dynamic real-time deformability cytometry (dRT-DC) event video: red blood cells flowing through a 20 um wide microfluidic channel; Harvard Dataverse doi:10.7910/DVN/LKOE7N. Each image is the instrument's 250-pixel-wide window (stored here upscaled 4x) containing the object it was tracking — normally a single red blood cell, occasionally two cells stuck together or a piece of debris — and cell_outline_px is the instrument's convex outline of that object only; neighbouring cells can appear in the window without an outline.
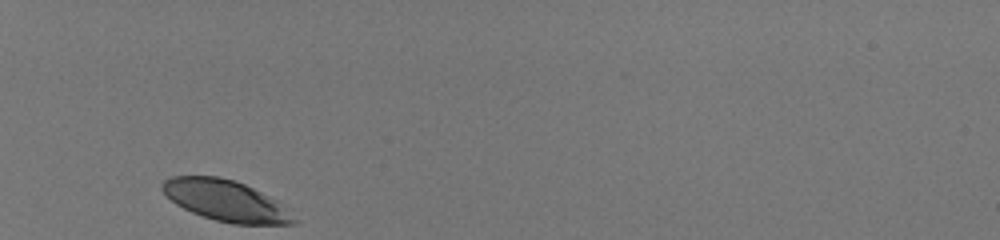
{"species": "human", "species_latin": "Homo sapiens", "temperature_condition": "room temperature", "stored_images_in_passage": 29, "camera_frame_rate_fps": 3000, "um_per_image_px": 0.085, "donor": {"sex": "male"}, "frame": {"image": 1, "passage_image": 1, "time_ms": 0.0, "image_size_px": [1000, 240], "cell_outline_px": [[300, 220], [292, 224], [232, 224], [216, 220], [192, 212], [176, 204], [160, 188], [160, 184], [164, 180], [172, 176], [220, 176], [244, 184], [276, 200]], "centroid_in_image_um": [19.19, 17.06], "position_along_channel_um": 65.8, "area_um2": 31.15}}
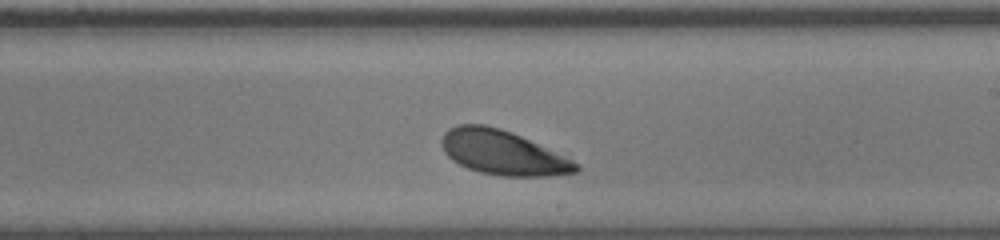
{"frame": {"image": 2, "passage_image": 17, "time_ms": 5.333, "image_size_px": [1000, 240], "cell_outline_px": [[580, 168], [576, 172], [552, 176], [500, 176], [480, 172], [468, 168], [452, 160], [444, 152], [440, 144], [440, 140], [444, 132], [448, 128], [460, 124], [484, 124], [500, 128], [512, 132], [572, 160], [580, 164]], "centroid_in_image_um": [42.69, 12.97], "position_along_channel_um": 246.3, "area_um2": 34.74}}
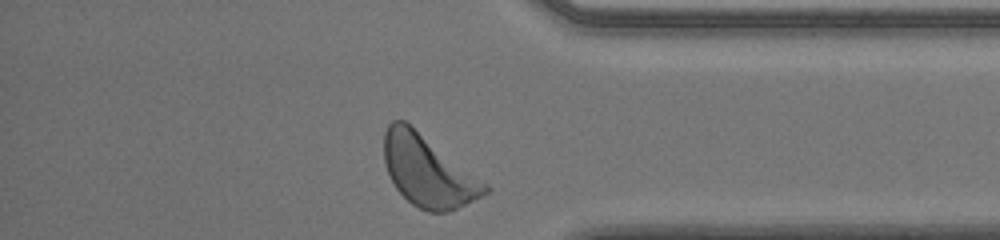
{"frame": {"image": 3, "passage_image": 29, "time_ms": 9.333, "image_size_px": [1000, 240], "cell_outline_px": [[492, 188], [488, 192], [448, 212], [428, 212], [412, 204], [396, 188], [388, 172], [384, 160], [384, 132], [388, 124], [392, 120], [404, 120], [488, 184]], "centroid_in_image_um": [36.36, 14.53], "position_along_channel_um": 398.8, "area_um2": 41.15}, "authors_computed_cell_mechanics": {"area_um2": 34.969, "velocity_mm_per_s": 3.9016, "shape_relaxation_time_tau1_ms": 1.296, "shape_relaxation_time_tau2_ms": null, "deformation_change_tau1": 0.0948, "deformation_change_tau2": null}}